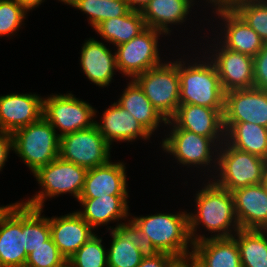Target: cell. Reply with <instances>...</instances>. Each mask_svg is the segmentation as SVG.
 I'll use <instances>...</instances> for the list:
<instances>
[{
    "label": "cell",
    "instance_id": "1",
    "mask_svg": "<svg viewBox=\"0 0 267 267\" xmlns=\"http://www.w3.org/2000/svg\"><path fill=\"white\" fill-rule=\"evenodd\" d=\"M196 195L197 214H188L190 244L193 245V243L206 238L205 235L203 237L195 235L196 227L201 222L208 231L212 233L219 232L212 237H233L230 229L231 225L236 232L240 229V226L235 213L232 192L212 182L200 192L198 191Z\"/></svg>",
    "mask_w": 267,
    "mask_h": 267
},
{
    "label": "cell",
    "instance_id": "2",
    "mask_svg": "<svg viewBox=\"0 0 267 267\" xmlns=\"http://www.w3.org/2000/svg\"><path fill=\"white\" fill-rule=\"evenodd\" d=\"M178 62L180 104L224 109L225 91L212 62L186 65Z\"/></svg>",
    "mask_w": 267,
    "mask_h": 267
},
{
    "label": "cell",
    "instance_id": "3",
    "mask_svg": "<svg viewBox=\"0 0 267 267\" xmlns=\"http://www.w3.org/2000/svg\"><path fill=\"white\" fill-rule=\"evenodd\" d=\"M11 136L12 150L20 155L33 174L59 157L60 136L43 116Z\"/></svg>",
    "mask_w": 267,
    "mask_h": 267
},
{
    "label": "cell",
    "instance_id": "4",
    "mask_svg": "<svg viewBox=\"0 0 267 267\" xmlns=\"http://www.w3.org/2000/svg\"><path fill=\"white\" fill-rule=\"evenodd\" d=\"M143 234L148 235L154 247L160 252L173 256H183L188 253L189 234L188 214H156L134 217L131 220Z\"/></svg>",
    "mask_w": 267,
    "mask_h": 267
},
{
    "label": "cell",
    "instance_id": "5",
    "mask_svg": "<svg viewBox=\"0 0 267 267\" xmlns=\"http://www.w3.org/2000/svg\"><path fill=\"white\" fill-rule=\"evenodd\" d=\"M87 171L88 169L65 161L59 156L34 173L44 190L22 203L32 208L43 209L45 198L67 192L78 200L84 188Z\"/></svg>",
    "mask_w": 267,
    "mask_h": 267
},
{
    "label": "cell",
    "instance_id": "6",
    "mask_svg": "<svg viewBox=\"0 0 267 267\" xmlns=\"http://www.w3.org/2000/svg\"><path fill=\"white\" fill-rule=\"evenodd\" d=\"M156 110L169 120L180 105L178 62L155 66L133 79Z\"/></svg>",
    "mask_w": 267,
    "mask_h": 267
},
{
    "label": "cell",
    "instance_id": "7",
    "mask_svg": "<svg viewBox=\"0 0 267 267\" xmlns=\"http://www.w3.org/2000/svg\"><path fill=\"white\" fill-rule=\"evenodd\" d=\"M225 148L217 155L219 165V179L214 183L228 191L257 185L262 182L267 160L255 154L240 151L227 142ZM226 149V150H225Z\"/></svg>",
    "mask_w": 267,
    "mask_h": 267
},
{
    "label": "cell",
    "instance_id": "8",
    "mask_svg": "<svg viewBox=\"0 0 267 267\" xmlns=\"http://www.w3.org/2000/svg\"><path fill=\"white\" fill-rule=\"evenodd\" d=\"M110 145L96 125L60 137L59 156L86 169L107 164L110 160Z\"/></svg>",
    "mask_w": 267,
    "mask_h": 267
},
{
    "label": "cell",
    "instance_id": "9",
    "mask_svg": "<svg viewBox=\"0 0 267 267\" xmlns=\"http://www.w3.org/2000/svg\"><path fill=\"white\" fill-rule=\"evenodd\" d=\"M43 99L42 116L54 129H61L60 137L95 125L96 121H93L92 118L96 115V110L88 103L75 98L72 94L52 95Z\"/></svg>",
    "mask_w": 267,
    "mask_h": 267
},
{
    "label": "cell",
    "instance_id": "10",
    "mask_svg": "<svg viewBox=\"0 0 267 267\" xmlns=\"http://www.w3.org/2000/svg\"><path fill=\"white\" fill-rule=\"evenodd\" d=\"M162 32L146 28L138 36L117 46L115 52L118 70L133 79L147 70L160 65L158 37Z\"/></svg>",
    "mask_w": 267,
    "mask_h": 267
},
{
    "label": "cell",
    "instance_id": "11",
    "mask_svg": "<svg viewBox=\"0 0 267 267\" xmlns=\"http://www.w3.org/2000/svg\"><path fill=\"white\" fill-rule=\"evenodd\" d=\"M24 204L14 203L0 216V267H25Z\"/></svg>",
    "mask_w": 267,
    "mask_h": 267
},
{
    "label": "cell",
    "instance_id": "12",
    "mask_svg": "<svg viewBox=\"0 0 267 267\" xmlns=\"http://www.w3.org/2000/svg\"><path fill=\"white\" fill-rule=\"evenodd\" d=\"M242 122L267 128V91L252 87L225 93L223 123Z\"/></svg>",
    "mask_w": 267,
    "mask_h": 267
},
{
    "label": "cell",
    "instance_id": "13",
    "mask_svg": "<svg viewBox=\"0 0 267 267\" xmlns=\"http://www.w3.org/2000/svg\"><path fill=\"white\" fill-rule=\"evenodd\" d=\"M215 56L213 55L214 59H211V62L219 74L220 83L225 93L254 87L252 56L230 50L224 46L218 50Z\"/></svg>",
    "mask_w": 267,
    "mask_h": 267
},
{
    "label": "cell",
    "instance_id": "14",
    "mask_svg": "<svg viewBox=\"0 0 267 267\" xmlns=\"http://www.w3.org/2000/svg\"><path fill=\"white\" fill-rule=\"evenodd\" d=\"M169 137L162 142V148L165 152L173 154L178 162L183 165H209L213 157L210 152L211 147L216 146L215 140L218 138H208L197 135L193 132L179 129L173 125Z\"/></svg>",
    "mask_w": 267,
    "mask_h": 267
},
{
    "label": "cell",
    "instance_id": "15",
    "mask_svg": "<svg viewBox=\"0 0 267 267\" xmlns=\"http://www.w3.org/2000/svg\"><path fill=\"white\" fill-rule=\"evenodd\" d=\"M43 115V99L36 94L0 96V131L12 134L38 121Z\"/></svg>",
    "mask_w": 267,
    "mask_h": 267
},
{
    "label": "cell",
    "instance_id": "16",
    "mask_svg": "<svg viewBox=\"0 0 267 267\" xmlns=\"http://www.w3.org/2000/svg\"><path fill=\"white\" fill-rule=\"evenodd\" d=\"M223 111L224 109L180 104L176 113L167 120L166 124H174L179 129H184L204 137L220 139L221 136L225 135Z\"/></svg>",
    "mask_w": 267,
    "mask_h": 267
},
{
    "label": "cell",
    "instance_id": "17",
    "mask_svg": "<svg viewBox=\"0 0 267 267\" xmlns=\"http://www.w3.org/2000/svg\"><path fill=\"white\" fill-rule=\"evenodd\" d=\"M232 194L240 228L267 230V192L263 185L239 188Z\"/></svg>",
    "mask_w": 267,
    "mask_h": 267
},
{
    "label": "cell",
    "instance_id": "18",
    "mask_svg": "<svg viewBox=\"0 0 267 267\" xmlns=\"http://www.w3.org/2000/svg\"><path fill=\"white\" fill-rule=\"evenodd\" d=\"M51 237L68 260L94 234L93 228L75 211L50 219Z\"/></svg>",
    "mask_w": 267,
    "mask_h": 267
},
{
    "label": "cell",
    "instance_id": "19",
    "mask_svg": "<svg viewBox=\"0 0 267 267\" xmlns=\"http://www.w3.org/2000/svg\"><path fill=\"white\" fill-rule=\"evenodd\" d=\"M123 163L108 162L88 169L80 198H98L106 195H128Z\"/></svg>",
    "mask_w": 267,
    "mask_h": 267
},
{
    "label": "cell",
    "instance_id": "20",
    "mask_svg": "<svg viewBox=\"0 0 267 267\" xmlns=\"http://www.w3.org/2000/svg\"><path fill=\"white\" fill-rule=\"evenodd\" d=\"M235 236L209 237L193 243L198 267H242Z\"/></svg>",
    "mask_w": 267,
    "mask_h": 267
},
{
    "label": "cell",
    "instance_id": "21",
    "mask_svg": "<svg viewBox=\"0 0 267 267\" xmlns=\"http://www.w3.org/2000/svg\"><path fill=\"white\" fill-rule=\"evenodd\" d=\"M216 12L227 25L222 43L224 47L252 57L261 51L264 42L260 36L232 8H216Z\"/></svg>",
    "mask_w": 267,
    "mask_h": 267
},
{
    "label": "cell",
    "instance_id": "22",
    "mask_svg": "<svg viewBox=\"0 0 267 267\" xmlns=\"http://www.w3.org/2000/svg\"><path fill=\"white\" fill-rule=\"evenodd\" d=\"M102 124L95 122L99 132L109 145L113 140L132 141L138 136L149 139L151 134L128 111L117 102L103 113Z\"/></svg>",
    "mask_w": 267,
    "mask_h": 267
},
{
    "label": "cell",
    "instance_id": "23",
    "mask_svg": "<svg viewBox=\"0 0 267 267\" xmlns=\"http://www.w3.org/2000/svg\"><path fill=\"white\" fill-rule=\"evenodd\" d=\"M81 67L84 74L94 84L104 87L112 80L114 70H118L116 56L109 48L96 40H87L81 50Z\"/></svg>",
    "mask_w": 267,
    "mask_h": 267
},
{
    "label": "cell",
    "instance_id": "24",
    "mask_svg": "<svg viewBox=\"0 0 267 267\" xmlns=\"http://www.w3.org/2000/svg\"><path fill=\"white\" fill-rule=\"evenodd\" d=\"M128 195H106L98 198H79L84 211L77 213L94 229L113 220L128 217Z\"/></svg>",
    "mask_w": 267,
    "mask_h": 267
},
{
    "label": "cell",
    "instance_id": "25",
    "mask_svg": "<svg viewBox=\"0 0 267 267\" xmlns=\"http://www.w3.org/2000/svg\"><path fill=\"white\" fill-rule=\"evenodd\" d=\"M193 0H151L141 11L146 27L162 33L170 32L168 24L182 23Z\"/></svg>",
    "mask_w": 267,
    "mask_h": 267
},
{
    "label": "cell",
    "instance_id": "26",
    "mask_svg": "<svg viewBox=\"0 0 267 267\" xmlns=\"http://www.w3.org/2000/svg\"><path fill=\"white\" fill-rule=\"evenodd\" d=\"M128 111L152 135L159 123L167 120L156 110L143 90L132 79L117 103Z\"/></svg>",
    "mask_w": 267,
    "mask_h": 267
},
{
    "label": "cell",
    "instance_id": "27",
    "mask_svg": "<svg viewBox=\"0 0 267 267\" xmlns=\"http://www.w3.org/2000/svg\"><path fill=\"white\" fill-rule=\"evenodd\" d=\"M224 129V141H228L227 143H229L230 146L240 151L255 154L267 160L266 127L254 123L242 122L224 123Z\"/></svg>",
    "mask_w": 267,
    "mask_h": 267
},
{
    "label": "cell",
    "instance_id": "28",
    "mask_svg": "<svg viewBox=\"0 0 267 267\" xmlns=\"http://www.w3.org/2000/svg\"><path fill=\"white\" fill-rule=\"evenodd\" d=\"M146 28L141 12L130 10L126 15L110 18L101 22L95 30L105 40L118 46L129 42Z\"/></svg>",
    "mask_w": 267,
    "mask_h": 267
},
{
    "label": "cell",
    "instance_id": "29",
    "mask_svg": "<svg viewBox=\"0 0 267 267\" xmlns=\"http://www.w3.org/2000/svg\"><path fill=\"white\" fill-rule=\"evenodd\" d=\"M267 230L239 229L236 233L242 267H267Z\"/></svg>",
    "mask_w": 267,
    "mask_h": 267
},
{
    "label": "cell",
    "instance_id": "30",
    "mask_svg": "<svg viewBox=\"0 0 267 267\" xmlns=\"http://www.w3.org/2000/svg\"><path fill=\"white\" fill-rule=\"evenodd\" d=\"M41 211L24 204V247L27 255L51 237L50 218L41 217Z\"/></svg>",
    "mask_w": 267,
    "mask_h": 267
},
{
    "label": "cell",
    "instance_id": "31",
    "mask_svg": "<svg viewBox=\"0 0 267 267\" xmlns=\"http://www.w3.org/2000/svg\"><path fill=\"white\" fill-rule=\"evenodd\" d=\"M232 9L267 44V0H243Z\"/></svg>",
    "mask_w": 267,
    "mask_h": 267
},
{
    "label": "cell",
    "instance_id": "32",
    "mask_svg": "<svg viewBox=\"0 0 267 267\" xmlns=\"http://www.w3.org/2000/svg\"><path fill=\"white\" fill-rule=\"evenodd\" d=\"M111 235L113 239L107 250V267H138L142 261L140 250L113 228Z\"/></svg>",
    "mask_w": 267,
    "mask_h": 267
},
{
    "label": "cell",
    "instance_id": "33",
    "mask_svg": "<svg viewBox=\"0 0 267 267\" xmlns=\"http://www.w3.org/2000/svg\"><path fill=\"white\" fill-rule=\"evenodd\" d=\"M102 238L95 234L85 242L67 261L72 267H107V252Z\"/></svg>",
    "mask_w": 267,
    "mask_h": 267
},
{
    "label": "cell",
    "instance_id": "34",
    "mask_svg": "<svg viewBox=\"0 0 267 267\" xmlns=\"http://www.w3.org/2000/svg\"><path fill=\"white\" fill-rule=\"evenodd\" d=\"M67 262L52 237L28 254L25 267H61Z\"/></svg>",
    "mask_w": 267,
    "mask_h": 267
},
{
    "label": "cell",
    "instance_id": "35",
    "mask_svg": "<svg viewBox=\"0 0 267 267\" xmlns=\"http://www.w3.org/2000/svg\"><path fill=\"white\" fill-rule=\"evenodd\" d=\"M27 11L16 0H0V36H9L23 24Z\"/></svg>",
    "mask_w": 267,
    "mask_h": 267
},
{
    "label": "cell",
    "instance_id": "36",
    "mask_svg": "<svg viewBox=\"0 0 267 267\" xmlns=\"http://www.w3.org/2000/svg\"><path fill=\"white\" fill-rule=\"evenodd\" d=\"M125 240L130 241L140 250L142 259L153 258L160 253L148 235L142 233L132 221L119 224L114 228Z\"/></svg>",
    "mask_w": 267,
    "mask_h": 267
},
{
    "label": "cell",
    "instance_id": "37",
    "mask_svg": "<svg viewBox=\"0 0 267 267\" xmlns=\"http://www.w3.org/2000/svg\"><path fill=\"white\" fill-rule=\"evenodd\" d=\"M63 2L87 13L90 25L94 29L101 23V0H63Z\"/></svg>",
    "mask_w": 267,
    "mask_h": 267
},
{
    "label": "cell",
    "instance_id": "38",
    "mask_svg": "<svg viewBox=\"0 0 267 267\" xmlns=\"http://www.w3.org/2000/svg\"><path fill=\"white\" fill-rule=\"evenodd\" d=\"M254 87L267 91V44L253 57Z\"/></svg>",
    "mask_w": 267,
    "mask_h": 267
},
{
    "label": "cell",
    "instance_id": "39",
    "mask_svg": "<svg viewBox=\"0 0 267 267\" xmlns=\"http://www.w3.org/2000/svg\"><path fill=\"white\" fill-rule=\"evenodd\" d=\"M129 11L125 0L101 1V22L126 15Z\"/></svg>",
    "mask_w": 267,
    "mask_h": 267
},
{
    "label": "cell",
    "instance_id": "40",
    "mask_svg": "<svg viewBox=\"0 0 267 267\" xmlns=\"http://www.w3.org/2000/svg\"><path fill=\"white\" fill-rule=\"evenodd\" d=\"M173 257L171 254L160 252L153 258L142 259L138 267H167Z\"/></svg>",
    "mask_w": 267,
    "mask_h": 267
},
{
    "label": "cell",
    "instance_id": "41",
    "mask_svg": "<svg viewBox=\"0 0 267 267\" xmlns=\"http://www.w3.org/2000/svg\"><path fill=\"white\" fill-rule=\"evenodd\" d=\"M12 149V136L9 133L0 131V170L4 166L9 151Z\"/></svg>",
    "mask_w": 267,
    "mask_h": 267
},
{
    "label": "cell",
    "instance_id": "42",
    "mask_svg": "<svg viewBox=\"0 0 267 267\" xmlns=\"http://www.w3.org/2000/svg\"><path fill=\"white\" fill-rule=\"evenodd\" d=\"M167 267H198V263L195 255L190 253L183 256H174Z\"/></svg>",
    "mask_w": 267,
    "mask_h": 267
},
{
    "label": "cell",
    "instance_id": "43",
    "mask_svg": "<svg viewBox=\"0 0 267 267\" xmlns=\"http://www.w3.org/2000/svg\"><path fill=\"white\" fill-rule=\"evenodd\" d=\"M127 2L128 7L132 11H139L141 12L144 7L147 5V3L151 0H125ZM138 6H136V5Z\"/></svg>",
    "mask_w": 267,
    "mask_h": 267
},
{
    "label": "cell",
    "instance_id": "44",
    "mask_svg": "<svg viewBox=\"0 0 267 267\" xmlns=\"http://www.w3.org/2000/svg\"><path fill=\"white\" fill-rule=\"evenodd\" d=\"M211 3L214 2V5L217 8H232L237 2L243 0H209Z\"/></svg>",
    "mask_w": 267,
    "mask_h": 267
},
{
    "label": "cell",
    "instance_id": "45",
    "mask_svg": "<svg viewBox=\"0 0 267 267\" xmlns=\"http://www.w3.org/2000/svg\"><path fill=\"white\" fill-rule=\"evenodd\" d=\"M26 11L39 6L43 0H16ZM62 1L63 0H59Z\"/></svg>",
    "mask_w": 267,
    "mask_h": 267
},
{
    "label": "cell",
    "instance_id": "46",
    "mask_svg": "<svg viewBox=\"0 0 267 267\" xmlns=\"http://www.w3.org/2000/svg\"><path fill=\"white\" fill-rule=\"evenodd\" d=\"M261 184L263 185L265 191L267 192V165H266V167L264 169L263 179H262Z\"/></svg>",
    "mask_w": 267,
    "mask_h": 267
},
{
    "label": "cell",
    "instance_id": "47",
    "mask_svg": "<svg viewBox=\"0 0 267 267\" xmlns=\"http://www.w3.org/2000/svg\"><path fill=\"white\" fill-rule=\"evenodd\" d=\"M10 205H7V206H1L0 207V216L2 215V213L9 207Z\"/></svg>",
    "mask_w": 267,
    "mask_h": 267
},
{
    "label": "cell",
    "instance_id": "48",
    "mask_svg": "<svg viewBox=\"0 0 267 267\" xmlns=\"http://www.w3.org/2000/svg\"><path fill=\"white\" fill-rule=\"evenodd\" d=\"M61 267H72L69 263H68V261L63 265V266H61Z\"/></svg>",
    "mask_w": 267,
    "mask_h": 267
}]
</instances>
